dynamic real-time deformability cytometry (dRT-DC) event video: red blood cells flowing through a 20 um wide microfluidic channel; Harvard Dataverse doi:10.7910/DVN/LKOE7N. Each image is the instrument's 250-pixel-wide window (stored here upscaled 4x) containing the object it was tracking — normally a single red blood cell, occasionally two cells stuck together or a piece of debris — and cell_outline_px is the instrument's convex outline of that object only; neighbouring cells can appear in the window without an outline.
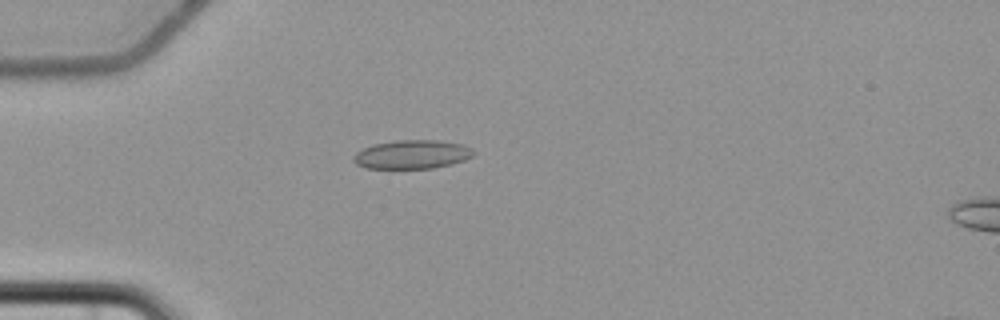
{"species": "common noctule bat (a hibernating species)", "species_latin": "Nyctalus noctula", "temperature_condition": "cold", "stored_images_in_passage": 5, "camera_frame_rate_fps": 3000, "um_per_image_px": 0.085, "animal": {"sex": "female", "body_mass_g": 22.7, "forearm_length_mm": 54.2}, "frame": {"image": 1, "passage_image": 5, "time_ms": 5.0, "image_size_px": [1000, 320], "cell_outline_px": [[476, 152], [472, 156], [464, 160], [452, 164], [432, 168], [364, 168], [356, 164], [352, 160], [352, 156], [356, 152], [372, 144], [396, 140], [436, 140], [464, 144], [472, 148]], "centroid_in_image_um": [35.02, 13.12], "position_along_channel_um": 50.0, "area_um2": 20.29}}